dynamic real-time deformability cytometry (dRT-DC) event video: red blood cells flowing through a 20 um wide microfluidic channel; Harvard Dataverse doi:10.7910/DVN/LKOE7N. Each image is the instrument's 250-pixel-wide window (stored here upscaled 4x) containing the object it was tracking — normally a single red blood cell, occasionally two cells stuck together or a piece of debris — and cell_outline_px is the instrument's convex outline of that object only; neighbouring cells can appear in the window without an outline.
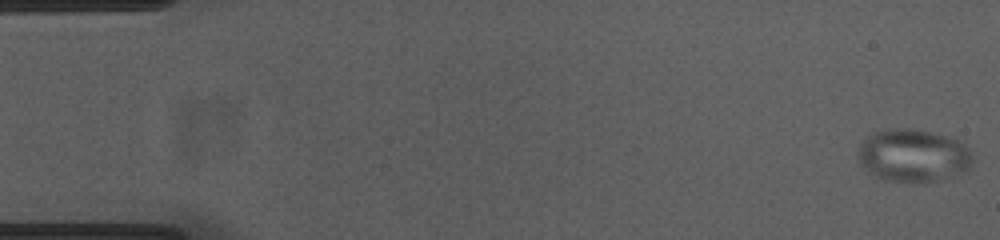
{"species": "common noctule bat (a hibernating species)", "species_latin": "Nyctalus noctula", "temperature_condition": "cold", "stored_images_in_passage": 54, "camera_frame_rate_fps": 3000, "um_per_image_px": 0.085, "animal": {"sex": "female", "body_mass_g": 23.0, "forearm_length_mm": 53.4}, "frame": {"image": 1, "passage_image": 1, "time_ms": 0.0, "image_size_px": [1000, 240], "cell_outline_px": [[976, 160], [968, 168], [936, 180], [924, 184], [912, 184], [884, 180], [872, 176], [860, 164], [856, 152], [860, 144], [872, 132], [888, 128], [908, 128], [932, 132], [948, 136], [964, 144], [968, 148]], "centroid_in_image_um": [77.57, 13.23], "position_along_channel_um": 7.4, "area_um2": 35.89}}
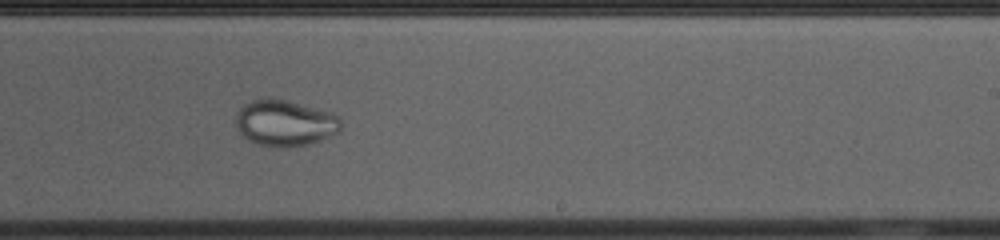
{"frame": {"image": 2, "passage_image": 33, "time_ms": 10.667, "image_size_px": [1000, 240], "cell_outline_px": [[340, 132], [320, 140], [308, 144], [284, 148], [260, 144], [248, 140], [240, 132], [236, 124], [236, 116], [240, 108], [244, 104], [252, 100], [268, 96], [288, 100], [332, 112], [340, 120]], "centroid_in_image_um": [24.22, 10.43], "position_along_channel_um": 264.8, "area_um2": 28.38}}
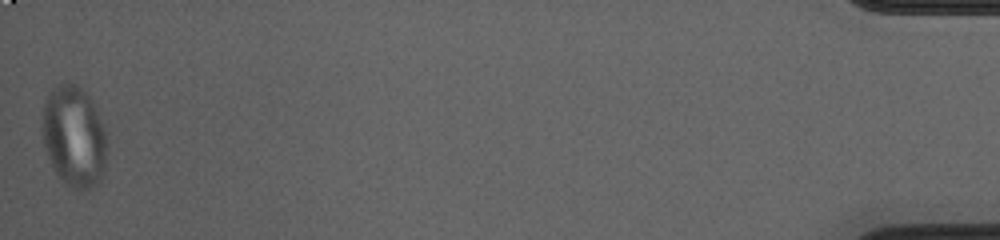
{"frame": {"image": 3, "passage_image": 54, "time_ms": 17.667, "image_size_px": [1000, 240], "cell_outline_px": [[108, 132], [104, 168], [100, 184], [88, 192], [72, 188], [64, 184], [56, 176], [48, 156], [44, 144], [44, 104], [48, 92], [52, 88], [60, 84], [76, 84], [88, 96]], "centroid_in_image_um": [6.33, 11.69], "position_along_channel_um": 428.9, "area_um2": 38.38}}